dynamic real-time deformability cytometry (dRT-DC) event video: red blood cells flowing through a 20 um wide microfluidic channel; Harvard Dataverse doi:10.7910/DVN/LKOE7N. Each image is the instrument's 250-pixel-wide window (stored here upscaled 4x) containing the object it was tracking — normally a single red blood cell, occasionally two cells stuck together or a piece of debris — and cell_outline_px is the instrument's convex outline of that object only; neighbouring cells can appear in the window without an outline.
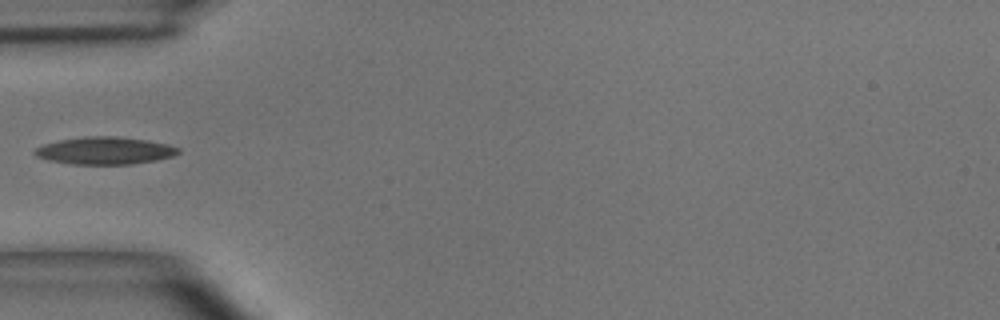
{"species": "common noctule bat (a hibernating species)", "species_latin": "Nyctalus noctula", "temperature_condition": "room temperature", "stored_images_in_passage": 4, "camera_frame_rate_fps": 3000, "um_per_image_px": 0.085, "animal": {"sex": "male", "body_mass_g": 15.6}, "frame": {"image": 1, "passage_image": 3, "time_ms": 0.667, "image_size_px": [1000, 320], "cell_outline_px": [[180, 152], [172, 156], [156, 160], [132, 164], [72, 164], [48, 160], [36, 156], [32, 152], [36, 148], [44, 144], [60, 140], [84, 136], [116, 136], [148, 140], [168, 144], [180, 148]], "centroid_in_image_um": [8.92, 12.8], "position_along_channel_um": 76.1, "area_um2": 22.95}}
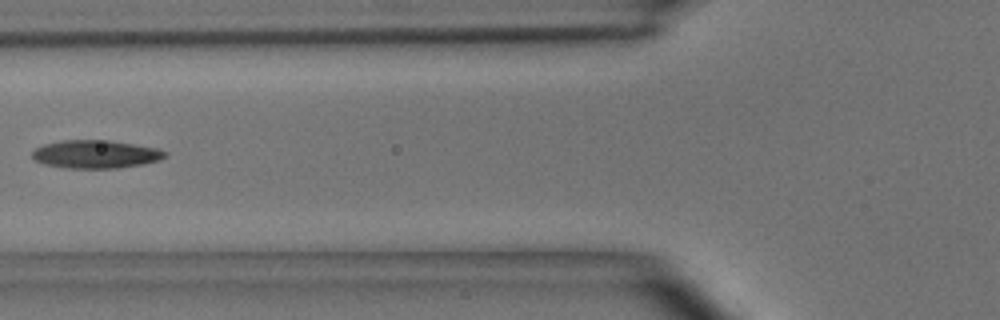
{"frame": {"image": 2, "passage_image": 4, "time_ms": 1.0, "image_size_px": [1000, 320], "cell_outline_px": [[168, 156], [160, 160], [144, 164], [116, 168], [68, 168], [44, 164], [36, 160], [32, 156], [32, 152], [36, 148], [44, 144], [64, 140], [108, 140], [156, 148], [168, 152]], "centroid_in_image_um": [8.16, 13.11], "position_along_channel_um": 117.6, "area_um2": 21.68}}